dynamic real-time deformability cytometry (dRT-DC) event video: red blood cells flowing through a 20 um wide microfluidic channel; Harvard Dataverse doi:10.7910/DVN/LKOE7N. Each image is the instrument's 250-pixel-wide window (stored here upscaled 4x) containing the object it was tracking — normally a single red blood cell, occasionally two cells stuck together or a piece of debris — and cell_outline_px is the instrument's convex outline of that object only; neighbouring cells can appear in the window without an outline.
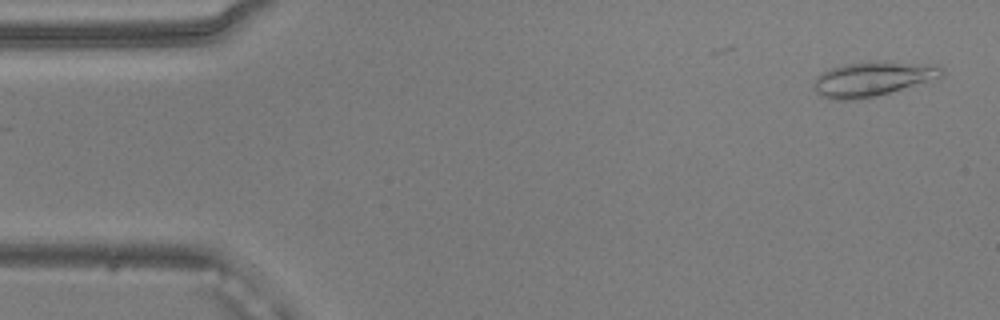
{"species": "common noctule bat (a hibernating species)", "species_latin": "Nyctalus noctula", "temperature_condition": "warm", "stored_images_in_passage": 8, "camera_frame_rate_fps": 3000, "um_per_image_px": 0.085, "animal": {"sex": "male", "body_mass_g": 20.5, "forearm_length_mm": 52.5}, "frame": {"image": 1, "passage_image": 1, "time_ms": 0.0, "image_size_px": [1000, 320], "cell_outline_px": [[944, 76], [876, 96], [856, 100], [828, 100], [820, 96], [816, 92], [812, 84], [816, 76], [828, 68], [844, 64], [880, 60], [940, 64], [944, 68]], "centroid_in_image_um": [74.17, 6.68], "position_along_channel_um": 10.8, "area_um2": 26.47}}